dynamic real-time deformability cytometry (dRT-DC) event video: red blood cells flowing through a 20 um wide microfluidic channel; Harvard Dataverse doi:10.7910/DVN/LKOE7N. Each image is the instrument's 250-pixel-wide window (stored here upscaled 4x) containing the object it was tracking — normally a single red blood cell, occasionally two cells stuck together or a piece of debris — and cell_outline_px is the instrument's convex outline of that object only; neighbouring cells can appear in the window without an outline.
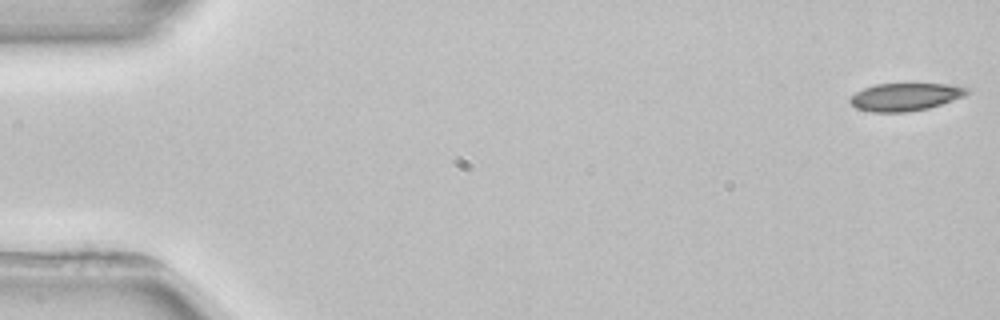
{"species": "common noctule bat (a hibernating species)", "species_latin": "Nyctalus noctula", "temperature_condition": "room temperature", "stored_images_in_passage": 3, "camera_frame_rate_fps": 3000, "um_per_image_px": 0.085, "animal": {"sex": "female", "body_mass_g": 22.7, "forearm_length_mm": 54.2}, "frame": {"image": 1, "passage_image": 1, "time_ms": 0.0, "image_size_px": [1000, 320], "cell_outline_px": [[972, 92], [964, 96], [928, 108], [904, 112], [872, 112], [856, 108], [848, 100], [856, 92], [864, 88], [876, 84], [948, 84], [968, 88]], "centroid_in_image_um": [76.95, 8.23], "position_along_channel_um": 8.1, "area_um2": 18.73}}